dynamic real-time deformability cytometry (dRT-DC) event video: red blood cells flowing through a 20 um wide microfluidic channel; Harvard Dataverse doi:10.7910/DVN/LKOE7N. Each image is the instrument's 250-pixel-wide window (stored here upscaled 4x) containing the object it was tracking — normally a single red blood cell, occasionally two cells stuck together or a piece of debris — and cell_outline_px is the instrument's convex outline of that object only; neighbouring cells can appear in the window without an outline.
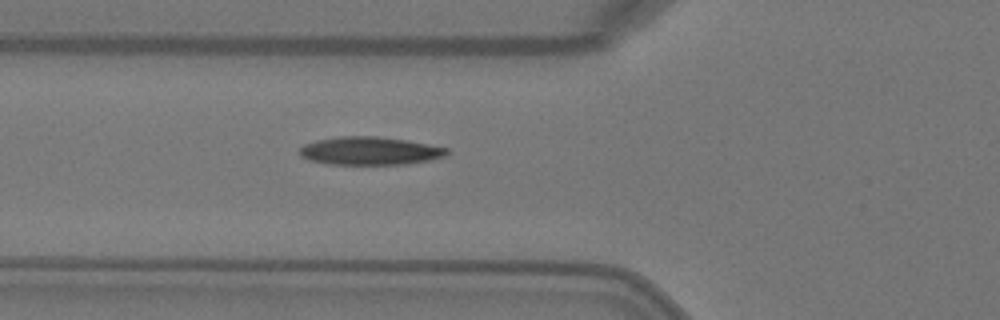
{"species": "Egyptian fruit bat (a non-hibernating species)", "species_latin": "Rousettus aegyptiacus", "temperature_condition": "warm", "stored_images_in_passage": 2, "camera_frame_rate_fps": 3000, "um_per_image_px": 0.085, "animal": {"sex": "female"}, "frame": {"image": 1, "passage_image": 2, "time_ms": 0.333, "image_size_px": [1000, 320], "cell_outline_px": [[448, 152], [444, 156], [428, 160], [408, 164], [332, 164], [308, 160], [300, 156], [300, 148], [304, 144], [316, 140], [340, 136], [376, 136], [404, 140], [448, 148]], "centroid_in_image_um": [31.39, 12.82], "position_along_channel_um": 94.4, "area_um2": 23.87}}